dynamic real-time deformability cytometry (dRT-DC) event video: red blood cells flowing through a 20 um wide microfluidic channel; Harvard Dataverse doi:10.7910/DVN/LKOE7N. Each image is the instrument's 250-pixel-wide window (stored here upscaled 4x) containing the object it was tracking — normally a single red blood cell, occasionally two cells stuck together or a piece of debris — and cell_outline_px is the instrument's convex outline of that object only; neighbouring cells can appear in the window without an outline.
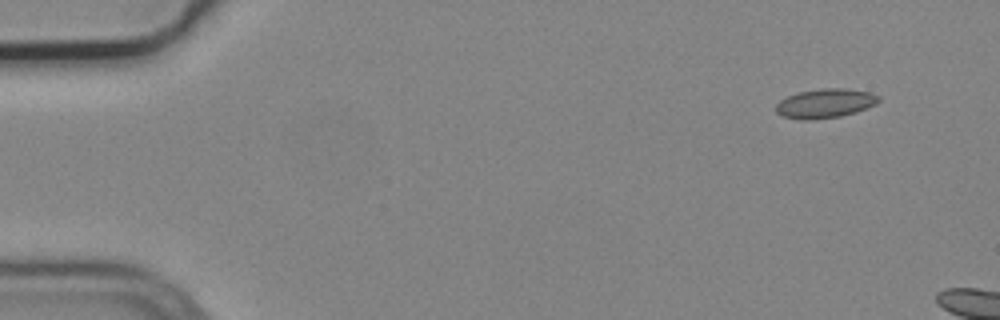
{"species": "common noctule bat (a hibernating species)", "species_latin": "Nyctalus noctula", "temperature_condition": "cold", "stored_images_in_passage": 3, "camera_frame_rate_fps": 3000, "um_per_image_px": 0.085, "animal": {"sex": "male", "body_mass_g": 19.2, "forearm_length_mm": 51.8}, "frame": {"image": 1, "passage_image": 1, "time_ms": 0.0, "image_size_px": [1000, 320], "cell_outline_px": [[880, 100], [876, 104], [868, 108], [856, 112], [840, 116], [808, 120], [800, 120], [784, 116], [776, 112], [776, 104], [780, 100], [788, 96], [800, 92], [820, 88], [844, 88], [872, 92], [880, 96]], "centroid_in_image_um": [70.18, 8.78], "position_along_channel_um": 14.8, "area_um2": 17.57}}